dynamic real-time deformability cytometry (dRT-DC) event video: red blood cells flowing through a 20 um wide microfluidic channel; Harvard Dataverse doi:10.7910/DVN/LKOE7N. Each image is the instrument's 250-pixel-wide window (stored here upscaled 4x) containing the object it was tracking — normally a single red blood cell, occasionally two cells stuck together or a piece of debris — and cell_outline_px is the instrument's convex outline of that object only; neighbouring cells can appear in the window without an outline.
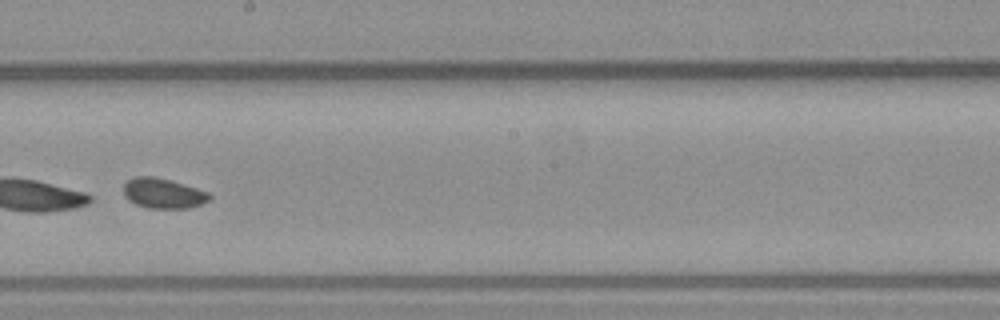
{"species": "common noctule bat (a hibernating species)", "species_latin": "Nyctalus noctula", "temperature_condition": "warm", "stored_images_in_passage": 54, "segment_of_instrument_passage": [2, 2], "camera_frame_rate_fps": 3000, "um_per_image_px": 0.085, "animal": {"sex": "male", "body_mass_g": 23.1, "forearm_length_mm": 52.7}, "frame": {"image": 1, "passage_image": 31, "time_ms": 10.0, "image_size_px": [1000, 320], "cell_outline_px": [[212, 200], [188, 208], [148, 208], [136, 204], [128, 200], [124, 196], [124, 184], [128, 180], [136, 176], [156, 176], [172, 180], [208, 192], [212, 196]], "centroid_in_image_um": [13.88, 16.42], "position_along_channel_um": 234.3, "area_um2": 15.2}}